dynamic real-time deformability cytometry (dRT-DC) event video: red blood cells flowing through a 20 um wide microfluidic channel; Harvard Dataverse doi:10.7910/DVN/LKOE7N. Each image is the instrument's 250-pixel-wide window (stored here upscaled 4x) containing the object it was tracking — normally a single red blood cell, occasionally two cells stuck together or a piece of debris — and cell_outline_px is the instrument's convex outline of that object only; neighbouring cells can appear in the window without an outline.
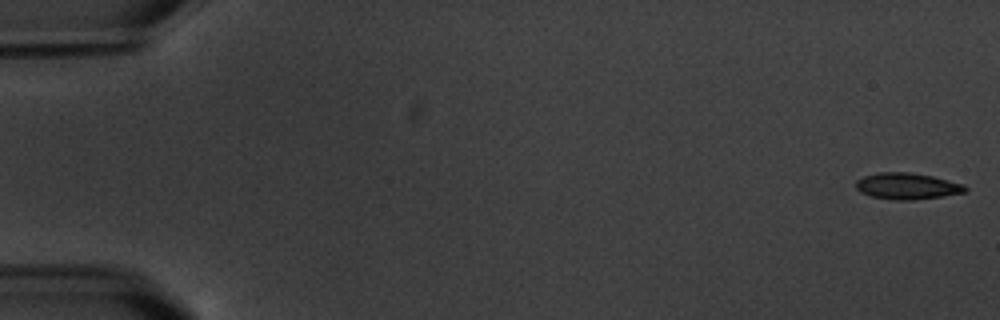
{"species": "common noctule bat (a hibernating species)", "species_latin": "Nyctalus noctula", "temperature_condition": "warm", "stored_images_in_passage": 6, "camera_frame_rate_fps": 3000, "um_per_image_px": 0.085, "animal": {"sex": "male", "body_mass_g": 20.1, "forearm_length_mm": 53.5}, "frame": {"image": 1, "passage_image": 1, "time_ms": 0.0, "image_size_px": [1000, 320], "cell_outline_px": [[968, 192], [944, 196], [912, 200], [896, 200], [872, 196], [860, 192], [856, 188], [856, 180], [864, 176], [880, 172], [908, 172], [932, 176], [964, 184], [968, 188]], "centroid_in_image_um": [77.14, 15.82], "position_along_channel_um": 7.9, "area_um2": 16.82}}
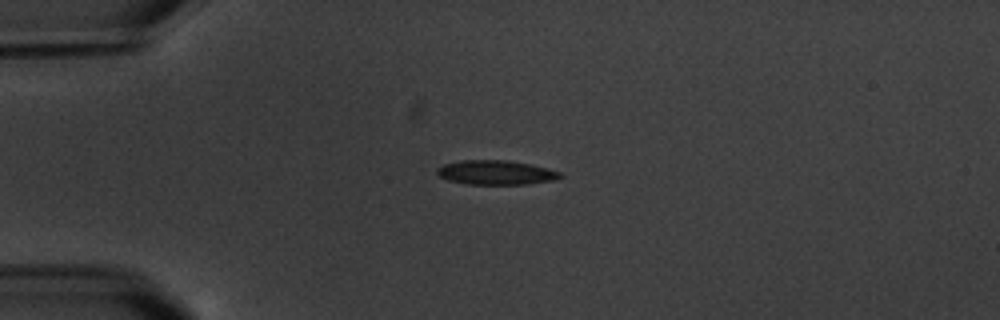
{"frame": {"image": 2, "passage_image": 5, "time_ms": 4.667, "image_size_px": [1000, 320], "cell_outline_px": [[564, 176], [556, 180], [528, 184], [468, 184], [448, 180], [440, 176], [436, 172], [436, 168], [444, 164], [460, 160], [508, 160], [548, 168], [560, 172]], "centroid_in_image_um": [42.17, 14.66], "position_along_channel_um": 42.8, "area_um2": 17.51}}